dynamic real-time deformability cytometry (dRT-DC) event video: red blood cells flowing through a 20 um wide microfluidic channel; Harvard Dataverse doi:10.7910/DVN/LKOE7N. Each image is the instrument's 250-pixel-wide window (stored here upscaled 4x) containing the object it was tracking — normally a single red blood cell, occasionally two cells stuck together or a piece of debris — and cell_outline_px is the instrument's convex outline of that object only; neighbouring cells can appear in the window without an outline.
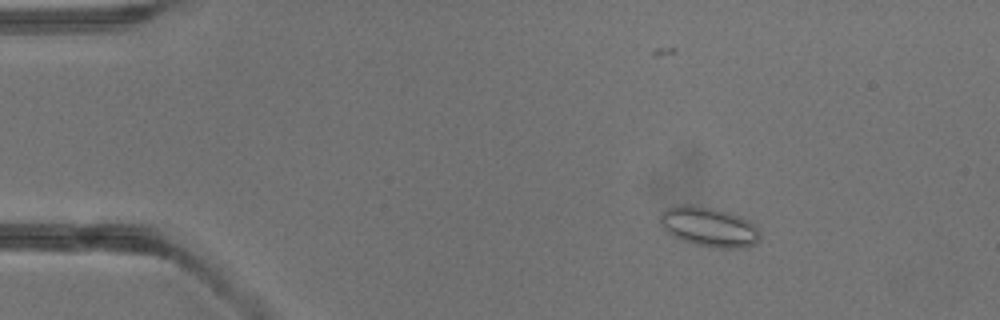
{"species": "common noctule bat (a hibernating species)", "species_latin": "Nyctalus noctula", "temperature_condition": "warm", "stored_images_in_passage": 4, "camera_frame_rate_fps": 3000, "um_per_image_px": 0.085, "animal": {"sex": "male", "body_mass_g": 13.3}, "frame": {"image": 1, "passage_image": 3, "time_ms": 2.333, "image_size_px": [1000, 320], "cell_outline_px": [[760, 240], [756, 244], [744, 248], [716, 248], [696, 244], [680, 240], [672, 236], [664, 228], [660, 220], [660, 216], [668, 208], [676, 204], [688, 204], [712, 208], [728, 212], [740, 216], [752, 224], [760, 232]], "centroid_in_image_um": [60.27, 19.3], "position_along_channel_um": 24.7, "area_um2": 23.0}}